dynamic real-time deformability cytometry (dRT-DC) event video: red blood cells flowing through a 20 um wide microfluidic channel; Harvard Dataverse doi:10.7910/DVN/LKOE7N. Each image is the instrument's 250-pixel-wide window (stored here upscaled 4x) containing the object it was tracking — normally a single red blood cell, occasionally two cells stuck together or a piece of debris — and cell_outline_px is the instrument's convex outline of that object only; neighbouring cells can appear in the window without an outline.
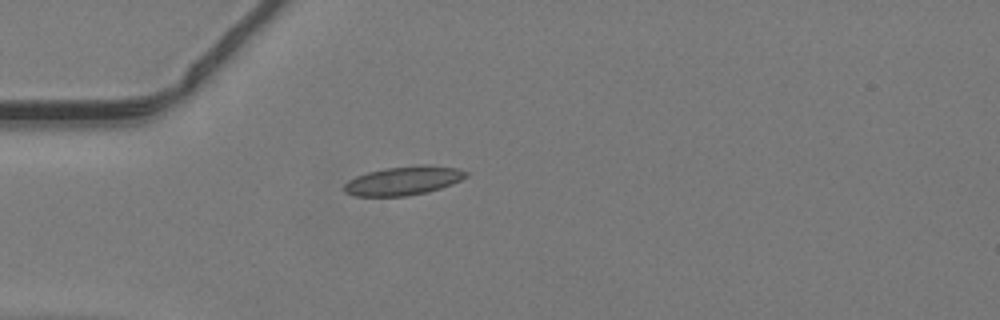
{"species": "common noctule bat (a hibernating species)", "species_latin": "Nyctalus noctula", "temperature_condition": "warm", "stored_images_in_passage": 22, "camera_frame_rate_fps": 3000, "um_per_image_px": 0.085, "animal": {"sex": "male", "body_mass_g": 19.2, "forearm_length_mm": 51.8}, "frame": {"image": 1, "passage_image": 1, "time_ms": 0.0, "image_size_px": [1000, 320], "cell_outline_px": [[468, 176], [452, 184], [428, 192], [408, 196], [352, 196], [344, 192], [344, 184], [348, 180], [356, 176], [368, 172], [384, 168], [424, 164], [428, 164], [460, 168], [468, 172]], "centroid_in_image_um": [34.31, 15.35], "position_along_channel_um": 50.7, "area_um2": 20.75}}
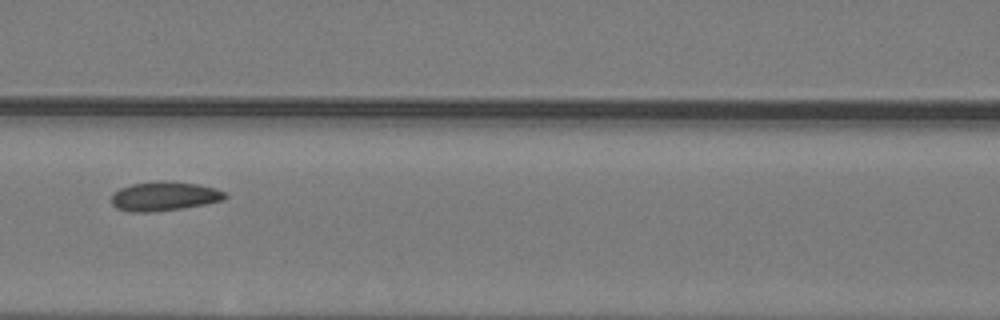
{"frame": {"image": 2, "passage_image": 9, "time_ms": 2.667, "image_size_px": [1000, 320], "cell_outline_px": [[228, 196], [224, 200], [204, 204], [180, 208], [148, 212], [128, 212], [116, 208], [112, 204], [112, 192], [120, 188], [132, 184], [160, 180], [164, 180], [200, 184], [216, 188], [224, 192]], "centroid_in_image_um": [13.95, 16.66], "position_along_channel_um": 152.7, "area_um2": 19.42}}
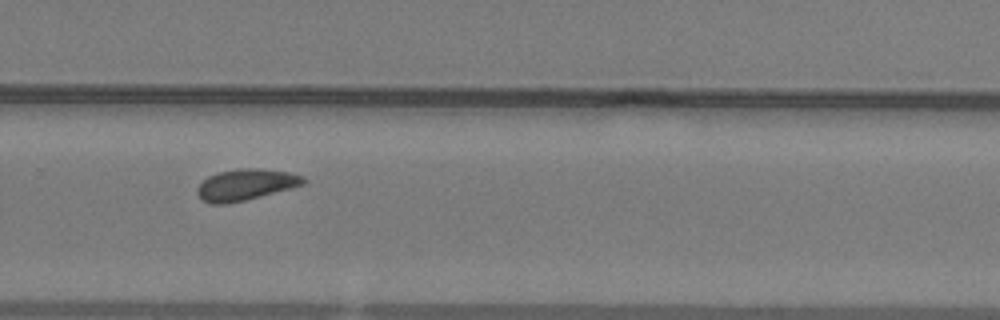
{"frame": {"image": 3, "passage_image": 20, "time_ms": 6.333, "image_size_px": [1000, 320], "cell_outline_px": [[308, 180], [304, 184], [292, 188], [228, 204], [212, 204], [204, 200], [196, 192], [196, 188], [208, 176], [220, 172], [236, 168], [260, 168], [292, 172], [304, 176]], "centroid_in_image_um": [20.93, 15.68], "position_along_channel_um": 308.9, "area_um2": 19.42}}